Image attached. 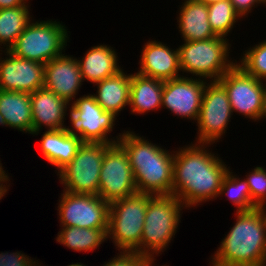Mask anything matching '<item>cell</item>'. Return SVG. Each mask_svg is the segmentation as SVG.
<instances>
[{"label": "cell", "mask_w": 266, "mask_h": 266, "mask_svg": "<svg viewBox=\"0 0 266 266\" xmlns=\"http://www.w3.org/2000/svg\"><path fill=\"white\" fill-rule=\"evenodd\" d=\"M210 145L213 144L194 141L174 151L172 194L189 209L217 199L222 181L231 169L210 152Z\"/></svg>", "instance_id": "6da1fadb"}, {"label": "cell", "mask_w": 266, "mask_h": 266, "mask_svg": "<svg viewBox=\"0 0 266 266\" xmlns=\"http://www.w3.org/2000/svg\"><path fill=\"white\" fill-rule=\"evenodd\" d=\"M118 143L129 157L138 192L172 194L174 151L153 144L131 130H124Z\"/></svg>", "instance_id": "7a4b0ae2"}, {"label": "cell", "mask_w": 266, "mask_h": 266, "mask_svg": "<svg viewBox=\"0 0 266 266\" xmlns=\"http://www.w3.org/2000/svg\"><path fill=\"white\" fill-rule=\"evenodd\" d=\"M236 222L221 241L210 263L216 266H261L266 257V212H236Z\"/></svg>", "instance_id": "3957f363"}, {"label": "cell", "mask_w": 266, "mask_h": 266, "mask_svg": "<svg viewBox=\"0 0 266 266\" xmlns=\"http://www.w3.org/2000/svg\"><path fill=\"white\" fill-rule=\"evenodd\" d=\"M183 209L187 207L174 194L151 195L140 245L133 252L149 258L164 252L177 232Z\"/></svg>", "instance_id": "277c9868"}, {"label": "cell", "mask_w": 266, "mask_h": 266, "mask_svg": "<svg viewBox=\"0 0 266 266\" xmlns=\"http://www.w3.org/2000/svg\"><path fill=\"white\" fill-rule=\"evenodd\" d=\"M183 42V45L177 48L182 74L188 73L192 77L218 81L237 63L236 59L234 62V59L229 57L231 44L227 38L217 36Z\"/></svg>", "instance_id": "5b68a950"}, {"label": "cell", "mask_w": 266, "mask_h": 266, "mask_svg": "<svg viewBox=\"0 0 266 266\" xmlns=\"http://www.w3.org/2000/svg\"><path fill=\"white\" fill-rule=\"evenodd\" d=\"M150 200V194L136 192L110 203L107 238L119 252H133L140 245Z\"/></svg>", "instance_id": "8992f818"}, {"label": "cell", "mask_w": 266, "mask_h": 266, "mask_svg": "<svg viewBox=\"0 0 266 266\" xmlns=\"http://www.w3.org/2000/svg\"><path fill=\"white\" fill-rule=\"evenodd\" d=\"M67 28L62 21H31L9 48L14 56L46 64L65 52L69 42Z\"/></svg>", "instance_id": "52a82bcc"}, {"label": "cell", "mask_w": 266, "mask_h": 266, "mask_svg": "<svg viewBox=\"0 0 266 266\" xmlns=\"http://www.w3.org/2000/svg\"><path fill=\"white\" fill-rule=\"evenodd\" d=\"M70 105V114L67 115H70L71 128H64L68 134L79 137L82 142L114 144L120 140L123 132L108 138L117 118L113 113L106 112L92 94L76 98Z\"/></svg>", "instance_id": "ba28073f"}, {"label": "cell", "mask_w": 266, "mask_h": 266, "mask_svg": "<svg viewBox=\"0 0 266 266\" xmlns=\"http://www.w3.org/2000/svg\"><path fill=\"white\" fill-rule=\"evenodd\" d=\"M111 145L82 142L75 157L57 172L63 190L75 194L98 195L103 157Z\"/></svg>", "instance_id": "9c48e42d"}, {"label": "cell", "mask_w": 266, "mask_h": 266, "mask_svg": "<svg viewBox=\"0 0 266 266\" xmlns=\"http://www.w3.org/2000/svg\"><path fill=\"white\" fill-rule=\"evenodd\" d=\"M233 112L225 87L219 81H207L198 119L196 143L219 142L228 128Z\"/></svg>", "instance_id": "30bf717a"}, {"label": "cell", "mask_w": 266, "mask_h": 266, "mask_svg": "<svg viewBox=\"0 0 266 266\" xmlns=\"http://www.w3.org/2000/svg\"><path fill=\"white\" fill-rule=\"evenodd\" d=\"M58 201L60 227L105 229L108 232L109 203L98 195L63 190Z\"/></svg>", "instance_id": "8fae6325"}, {"label": "cell", "mask_w": 266, "mask_h": 266, "mask_svg": "<svg viewBox=\"0 0 266 266\" xmlns=\"http://www.w3.org/2000/svg\"><path fill=\"white\" fill-rule=\"evenodd\" d=\"M99 182L98 196L109 204L138 192L129 157L118 142L105 152Z\"/></svg>", "instance_id": "7c38bea8"}, {"label": "cell", "mask_w": 266, "mask_h": 266, "mask_svg": "<svg viewBox=\"0 0 266 266\" xmlns=\"http://www.w3.org/2000/svg\"><path fill=\"white\" fill-rule=\"evenodd\" d=\"M226 89L232 112L261 120L264 82L248 74L237 63L219 80Z\"/></svg>", "instance_id": "4fadbf2b"}, {"label": "cell", "mask_w": 266, "mask_h": 266, "mask_svg": "<svg viewBox=\"0 0 266 266\" xmlns=\"http://www.w3.org/2000/svg\"><path fill=\"white\" fill-rule=\"evenodd\" d=\"M207 80L182 76L164 81L162 108L175 116L197 121Z\"/></svg>", "instance_id": "5bb4252c"}, {"label": "cell", "mask_w": 266, "mask_h": 266, "mask_svg": "<svg viewBox=\"0 0 266 266\" xmlns=\"http://www.w3.org/2000/svg\"><path fill=\"white\" fill-rule=\"evenodd\" d=\"M0 90L32 94L44 86L45 65L21 59L8 50H0ZM3 59V60H2Z\"/></svg>", "instance_id": "9a60e30c"}, {"label": "cell", "mask_w": 266, "mask_h": 266, "mask_svg": "<svg viewBox=\"0 0 266 266\" xmlns=\"http://www.w3.org/2000/svg\"><path fill=\"white\" fill-rule=\"evenodd\" d=\"M79 63L76 57L61 54L45 64L44 88L57 96L73 102L83 85Z\"/></svg>", "instance_id": "2e32d148"}, {"label": "cell", "mask_w": 266, "mask_h": 266, "mask_svg": "<svg viewBox=\"0 0 266 266\" xmlns=\"http://www.w3.org/2000/svg\"><path fill=\"white\" fill-rule=\"evenodd\" d=\"M161 41L151 40L143 45L140 56V75L162 81L182 77L178 49H171Z\"/></svg>", "instance_id": "e0dca14e"}, {"label": "cell", "mask_w": 266, "mask_h": 266, "mask_svg": "<svg viewBox=\"0 0 266 266\" xmlns=\"http://www.w3.org/2000/svg\"><path fill=\"white\" fill-rule=\"evenodd\" d=\"M30 97L32 135L37 136L43 127L47 130L65 128V116L68 114L67 109L70 108V104L66 100L44 87L35 90Z\"/></svg>", "instance_id": "ac0fdd59"}, {"label": "cell", "mask_w": 266, "mask_h": 266, "mask_svg": "<svg viewBox=\"0 0 266 266\" xmlns=\"http://www.w3.org/2000/svg\"><path fill=\"white\" fill-rule=\"evenodd\" d=\"M118 55L115 49L105 44L89 48L84 57L79 60L82 80L95 84L105 78L116 75L122 68L118 63Z\"/></svg>", "instance_id": "d6986e66"}, {"label": "cell", "mask_w": 266, "mask_h": 266, "mask_svg": "<svg viewBox=\"0 0 266 266\" xmlns=\"http://www.w3.org/2000/svg\"><path fill=\"white\" fill-rule=\"evenodd\" d=\"M0 125L32 134L29 93L0 90Z\"/></svg>", "instance_id": "ffe728a7"}, {"label": "cell", "mask_w": 266, "mask_h": 266, "mask_svg": "<svg viewBox=\"0 0 266 266\" xmlns=\"http://www.w3.org/2000/svg\"><path fill=\"white\" fill-rule=\"evenodd\" d=\"M177 17L179 32L184 41L205 40L217 37L208 21L207 4L184 0Z\"/></svg>", "instance_id": "44dd1931"}, {"label": "cell", "mask_w": 266, "mask_h": 266, "mask_svg": "<svg viewBox=\"0 0 266 266\" xmlns=\"http://www.w3.org/2000/svg\"><path fill=\"white\" fill-rule=\"evenodd\" d=\"M164 81L151 77L131 74L129 106L131 114H146L160 110L162 107V92Z\"/></svg>", "instance_id": "7402d4cb"}, {"label": "cell", "mask_w": 266, "mask_h": 266, "mask_svg": "<svg viewBox=\"0 0 266 266\" xmlns=\"http://www.w3.org/2000/svg\"><path fill=\"white\" fill-rule=\"evenodd\" d=\"M40 148L44 158L56 168V172L69 163L76 155L82 141L68 134L65 129L47 130L40 139Z\"/></svg>", "instance_id": "603a6c76"}, {"label": "cell", "mask_w": 266, "mask_h": 266, "mask_svg": "<svg viewBox=\"0 0 266 266\" xmlns=\"http://www.w3.org/2000/svg\"><path fill=\"white\" fill-rule=\"evenodd\" d=\"M130 83L131 74L122 69L116 75L95 83L97 94L92 95L106 112L117 117L125 106H129Z\"/></svg>", "instance_id": "cb8c5ba5"}, {"label": "cell", "mask_w": 266, "mask_h": 266, "mask_svg": "<svg viewBox=\"0 0 266 266\" xmlns=\"http://www.w3.org/2000/svg\"><path fill=\"white\" fill-rule=\"evenodd\" d=\"M56 238L60 245L77 252L93 251L108 239L105 229L79 228L77 226L62 227Z\"/></svg>", "instance_id": "d4e9b609"}, {"label": "cell", "mask_w": 266, "mask_h": 266, "mask_svg": "<svg viewBox=\"0 0 266 266\" xmlns=\"http://www.w3.org/2000/svg\"><path fill=\"white\" fill-rule=\"evenodd\" d=\"M29 7V4H26L19 7L0 9V46L6 47L5 50H9L18 36L32 21ZM3 47H0L1 50H3Z\"/></svg>", "instance_id": "484cf974"}, {"label": "cell", "mask_w": 266, "mask_h": 266, "mask_svg": "<svg viewBox=\"0 0 266 266\" xmlns=\"http://www.w3.org/2000/svg\"><path fill=\"white\" fill-rule=\"evenodd\" d=\"M208 21L214 34L226 38L241 16L234 9L230 0H219L208 4Z\"/></svg>", "instance_id": "4316f807"}, {"label": "cell", "mask_w": 266, "mask_h": 266, "mask_svg": "<svg viewBox=\"0 0 266 266\" xmlns=\"http://www.w3.org/2000/svg\"><path fill=\"white\" fill-rule=\"evenodd\" d=\"M230 170L222 181L218 197L227 195L226 197L229 198L230 202L236 206V212H246L258 208L251 200V192L247 181L234 175V172Z\"/></svg>", "instance_id": "83f0119b"}, {"label": "cell", "mask_w": 266, "mask_h": 266, "mask_svg": "<svg viewBox=\"0 0 266 266\" xmlns=\"http://www.w3.org/2000/svg\"><path fill=\"white\" fill-rule=\"evenodd\" d=\"M244 52L237 64L256 79L266 81V39Z\"/></svg>", "instance_id": "f1b7e54d"}, {"label": "cell", "mask_w": 266, "mask_h": 266, "mask_svg": "<svg viewBox=\"0 0 266 266\" xmlns=\"http://www.w3.org/2000/svg\"><path fill=\"white\" fill-rule=\"evenodd\" d=\"M249 185L251 200L258 208L266 206V169L257 166L244 178Z\"/></svg>", "instance_id": "f546056e"}, {"label": "cell", "mask_w": 266, "mask_h": 266, "mask_svg": "<svg viewBox=\"0 0 266 266\" xmlns=\"http://www.w3.org/2000/svg\"><path fill=\"white\" fill-rule=\"evenodd\" d=\"M34 262L33 258L31 259L21 251L0 253V266H31Z\"/></svg>", "instance_id": "4dcf8cb0"}, {"label": "cell", "mask_w": 266, "mask_h": 266, "mask_svg": "<svg viewBox=\"0 0 266 266\" xmlns=\"http://www.w3.org/2000/svg\"><path fill=\"white\" fill-rule=\"evenodd\" d=\"M115 256L105 262L103 266H136L144 258L135 252L123 251H120Z\"/></svg>", "instance_id": "1f68e13d"}, {"label": "cell", "mask_w": 266, "mask_h": 266, "mask_svg": "<svg viewBox=\"0 0 266 266\" xmlns=\"http://www.w3.org/2000/svg\"><path fill=\"white\" fill-rule=\"evenodd\" d=\"M230 1L233 4L234 9L241 16L242 19L243 16L245 17L252 12L253 7L255 8L259 4H262L259 0H230Z\"/></svg>", "instance_id": "d6a6232c"}, {"label": "cell", "mask_w": 266, "mask_h": 266, "mask_svg": "<svg viewBox=\"0 0 266 266\" xmlns=\"http://www.w3.org/2000/svg\"><path fill=\"white\" fill-rule=\"evenodd\" d=\"M28 0H0V9L26 5Z\"/></svg>", "instance_id": "836d02e7"}, {"label": "cell", "mask_w": 266, "mask_h": 266, "mask_svg": "<svg viewBox=\"0 0 266 266\" xmlns=\"http://www.w3.org/2000/svg\"><path fill=\"white\" fill-rule=\"evenodd\" d=\"M10 180H11L10 178H1L0 179V200H2L3 196L5 197L7 191H9L8 187L10 186V183H9ZM7 183H9V185Z\"/></svg>", "instance_id": "e575fe53"}, {"label": "cell", "mask_w": 266, "mask_h": 266, "mask_svg": "<svg viewBox=\"0 0 266 266\" xmlns=\"http://www.w3.org/2000/svg\"><path fill=\"white\" fill-rule=\"evenodd\" d=\"M155 257L154 258H149V257H144L136 266H153L155 263ZM161 266H169V265H161Z\"/></svg>", "instance_id": "d590c367"}, {"label": "cell", "mask_w": 266, "mask_h": 266, "mask_svg": "<svg viewBox=\"0 0 266 266\" xmlns=\"http://www.w3.org/2000/svg\"><path fill=\"white\" fill-rule=\"evenodd\" d=\"M266 118V81L264 83V93H263V103H262V113H261V119Z\"/></svg>", "instance_id": "8d00e7d4"}, {"label": "cell", "mask_w": 266, "mask_h": 266, "mask_svg": "<svg viewBox=\"0 0 266 266\" xmlns=\"http://www.w3.org/2000/svg\"><path fill=\"white\" fill-rule=\"evenodd\" d=\"M1 178H9V176L6 173V171L4 170V168L2 167V163H1V160H0V179Z\"/></svg>", "instance_id": "74e56055"}, {"label": "cell", "mask_w": 266, "mask_h": 266, "mask_svg": "<svg viewBox=\"0 0 266 266\" xmlns=\"http://www.w3.org/2000/svg\"><path fill=\"white\" fill-rule=\"evenodd\" d=\"M194 1L202 2L208 5V4L214 3L215 1H219V0H194Z\"/></svg>", "instance_id": "f35d334b"}, {"label": "cell", "mask_w": 266, "mask_h": 266, "mask_svg": "<svg viewBox=\"0 0 266 266\" xmlns=\"http://www.w3.org/2000/svg\"><path fill=\"white\" fill-rule=\"evenodd\" d=\"M67 266H86V265H84L83 263L82 264L81 263H74L73 264V262H72V264L67 265Z\"/></svg>", "instance_id": "ab89813d"}, {"label": "cell", "mask_w": 266, "mask_h": 266, "mask_svg": "<svg viewBox=\"0 0 266 266\" xmlns=\"http://www.w3.org/2000/svg\"><path fill=\"white\" fill-rule=\"evenodd\" d=\"M38 262V260H35V262L31 266H41V264Z\"/></svg>", "instance_id": "60d3db41"}, {"label": "cell", "mask_w": 266, "mask_h": 266, "mask_svg": "<svg viewBox=\"0 0 266 266\" xmlns=\"http://www.w3.org/2000/svg\"><path fill=\"white\" fill-rule=\"evenodd\" d=\"M261 266H266V257H265V259L263 260Z\"/></svg>", "instance_id": "b9f144b4"}, {"label": "cell", "mask_w": 266, "mask_h": 266, "mask_svg": "<svg viewBox=\"0 0 266 266\" xmlns=\"http://www.w3.org/2000/svg\"><path fill=\"white\" fill-rule=\"evenodd\" d=\"M263 5H266V0H259Z\"/></svg>", "instance_id": "7bdbcfd3"}]
</instances>
